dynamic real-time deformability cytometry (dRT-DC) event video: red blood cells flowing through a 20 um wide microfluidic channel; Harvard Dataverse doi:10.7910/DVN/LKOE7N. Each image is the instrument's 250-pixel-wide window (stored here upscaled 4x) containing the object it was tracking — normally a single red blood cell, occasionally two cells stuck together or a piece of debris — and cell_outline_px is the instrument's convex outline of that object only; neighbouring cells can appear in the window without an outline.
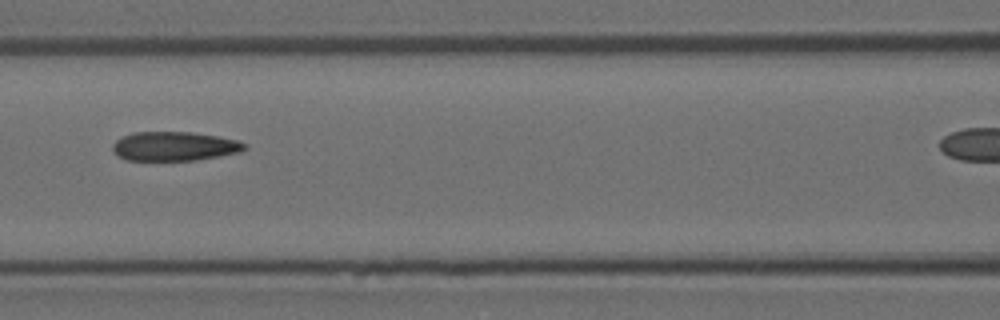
{"species": "Egyptian fruit bat (a non-hibernating species)", "species_latin": "Rousettus aegyptiacus", "temperature_condition": "room temperature", "stored_images_in_passage": 7, "segment_of_instrument_passage": [1, 2], "camera_frame_rate_fps": 3000, "um_per_image_px": 0.085, "animal": {"sex": "female"}, "frame": {"image": 1, "passage_image": 6, "time_ms": 1.667, "image_size_px": [1000, 320], "cell_outline_px": [[248, 148], [240, 152], [220, 156], [196, 160], [128, 160], [112, 152], [112, 144], [120, 136], [132, 132], [192, 132], [216, 136], [236, 140], [248, 144]], "centroid_in_image_um": [14.81, 12.43], "position_along_channel_um": 151.8, "area_um2": 22.54}}